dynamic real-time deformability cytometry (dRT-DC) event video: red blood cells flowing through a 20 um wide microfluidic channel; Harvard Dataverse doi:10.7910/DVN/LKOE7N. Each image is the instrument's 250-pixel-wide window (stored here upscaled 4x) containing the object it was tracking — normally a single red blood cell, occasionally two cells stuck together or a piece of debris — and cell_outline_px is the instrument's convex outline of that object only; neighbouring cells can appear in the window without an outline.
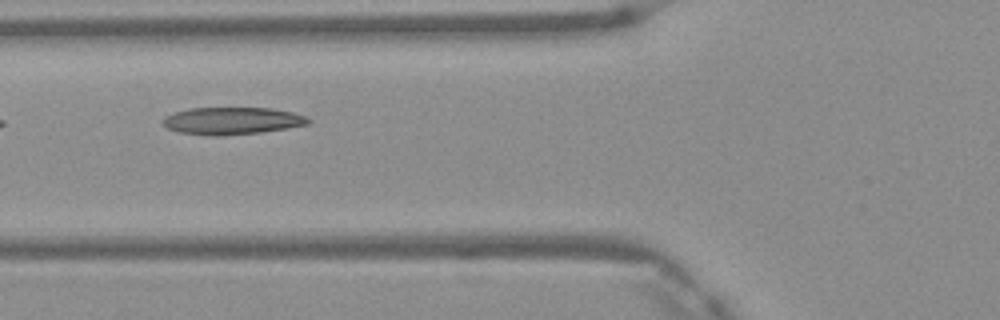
{"species": "Egyptian fruit bat (a non-hibernating species)", "species_latin": "Rousettus aegyptiacus", "temperature_condition": "warm", "stored_images_in_passage": 3, "camera_frame_rate_fps": 3000, "um_per_image_px": 0.085, "frame": {"image": 1, "passage_image": 3, "time_ms": 0.667, "image_size_px": [1000, 320], "cell_outline_px": [[312, 120], [308, 124], [288, 128], [260, 132], [216, 136], [180, 132], [168, 128], [160, 120], [164, 116], [188, 108], [272, 108], [292, 112], [304, 116]], "centroid_in_image_um": [19.72, 10.26], "position_along_channel_um": 106.1, "area_um2": 22.95}}